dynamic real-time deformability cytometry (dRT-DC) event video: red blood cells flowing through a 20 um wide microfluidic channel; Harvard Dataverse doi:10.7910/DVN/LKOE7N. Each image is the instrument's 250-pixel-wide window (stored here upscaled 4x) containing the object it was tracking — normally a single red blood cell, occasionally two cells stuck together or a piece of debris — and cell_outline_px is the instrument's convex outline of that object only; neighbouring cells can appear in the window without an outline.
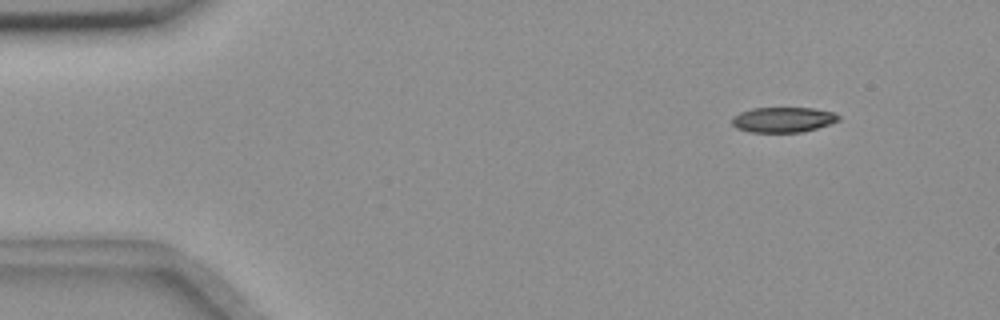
{"species": "common noctule bat (a hibernating species)", "species_latin": "Nyctalus noctula", "temperature_condition": "room temperature", "stored_images_in_passage": 3, "camera_frame_rate_fps": 3000, "um_per_image_px": 0.085, "animal": {"sex": "female", "body_mass_g": 18.4}, "frame": {"image": 1, "passage_image": 1, "time_ms": 0.0, "image_size_px": [1000, 320], "cell_outline_px": [[840, 120], [804, 132], [752, 132], [736, 128], [732, 124], [732, 116], [740, 112], [752, 108], [812, 108], [832, 112], [840, 116]], "centroid_in_image_um": [66.54, 10.17], "position_along_channel_um": 18.5, "area_um2": 15.61}}